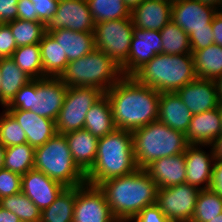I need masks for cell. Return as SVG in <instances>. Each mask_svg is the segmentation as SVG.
Returning <instances> with one entry per match:
<instances>
[{
  "label": "cell",
  "mask_w": 222,
  "mask_h": 222,
  "mask_svg": "<svg viewBox=\"0 0 222 222\" xmlns=\"http://www.w3.org/2000/svg\"><path fill=\"white\" fill-rule=\"evenodd\" d=\"M191 52L214 44L213 30L193 31L189 35Z\"/></svg>",
  "instance_id": "cell-43"
},
{
  "label": "cell",
  "mask_w": 222,
  "mask_h": 222,
  "mask_svg": "<svg viewBox=\"0 0 222 222\" xmlns=\"http://www.w3.org/2000/svg\"><path fill=\"white\" fill-rule=\"evenodd\" d=\"M192 113L177 93H160L158 120L170 128L186 134Z\"/></svg>",
  "instance_id": "cell-24"
},
{
  "label": "cell",
  "mask_w": 222,
  "mask_h": 222,
  "mask_svg": "<svg viewBox=\"0 0 222 222\" xmlns=\"http://www.w3.org/2000/svg\"><path fill=\"white\" fill-rule=\"evenodd\" d=\"M60 0H34L35 14L46 24L55 14Z\"/></svg>",
  "instance_id": "cell-42"
},
{
  "label": "cell",
  "mask_w": 222,
  "mask_h": 222,
  "mask_svg": "<svg viewBox=\"0 0 222 222\" xmlns=\"http://www.w3.org/2000/svg\"><path fill=\"white\" fill-rule=\"evenodd\" d=\"M0 206L13 212L22 222H40L41 211L22 192L3 197Z\"/></svg>",
  "instance_id": "cell-36"
},
{
  "label": "cell",
  "mask_w": 222,
  "mask_h": 222,
  "mask_svg": "<svg viewBox=\"0 0 222 222\" xmlns=\"http://www.w3.org/2000/svg\"><path fill=\"white\" fill-rule=\"evenodd\" d=\"M215 86L217 90V96L219 103H222V75L220 77H217L215 80Z\"/></svg>",
  "instance_id": "cell-50"
},
{
  "label": "cell",
  "mask_w": 222,
  "mask_h": 222,
  "mask_svg": "<svg viewBox=\"0 0 222 222\" xmlns=\"http://www.w3.org/2000/svg\"><path fill=\"white\" fill-rule=\"evenodd\" d=\"M0 143L5 147L27 143L23 128L6 109L0 113Z\"/></svg>",
  "instance_id": "cell-38"
},
{
  "label": "cell",
  "mask_w": 222,
  "mask_h": 222,
  "mask_svg": "<svg viewBox=\"0 0 222 222\" xmlns=\"http://www.w3.org/2000/svg\"><path fill=\"white\" fill-rule=\"evenodd\" d=\"M0 222H22L17 215L0 206Z\"/></svg>",
  "instance_id": "cell-48"
},
{
  "label": "cell",
  "mask_w": 222,
  "mask_h": 222,
  "mask_svg": "<svg viewBox=\"0 0 222 222\" xmlns=\"http://www.w3.org/2000/svg\"><path fill=\"white\" fill-rule=\"evenodd\" d=\"M218 11L222 13V3L220 5V8L218 9Z\"/></svg>",
  "instance_id": "cell-56"
},
{
  "label": "cell",
  "mask_w": 222,
  "mask_h": 222,
  "mask_svg": "<svg viewBox=\"0 0 222 222\" xmlns=\"http://www.w3.org/2000/svg\"><path fill=\"white\" fill-rule=\"evenodd\" d=\"M144 0H124L126 6L132 11L135 7L139 6Z\"/></svg>",
  "instance_id": "cell-52"
},
{
  "label": "cell",
  "mask_w": 222,
  "mask_h": 222,
  "mask_svg": "<svg viewBox=\"0 0 222 222\" xmlns=\"http://www.w3.org/2000/svg\"><path fill=\"white\" fill-rule=\"evenodd\" d=\"M26 133L27 143L36 148L44 145L56 131V123L30 110H7Z\"/></svg>",
  "instance_id": "cell-21"
},
{
  "label": "cell",
  "mask_w": 222,
  "mask_h": 222,
  "mask_svg": "<svg viewBox=\"0 0 222 222\" xmlns=\"http://www.w3.org/2000/svg\"><path fill=\"white\" fill-rule=\"evenodd\" d=\"M18 0H0V23H8L17 19Z\"/></svg>",
  "instance_id": "cell-44"
},
{
  "label": "cell",
  "mask_w": 222,
  "mask_h": 222,
  "mask_svg": "<svg viewBox=\"0 0 222 222\" xmlns=\"http://www.w3.org/2000/svg\"><path fill=\"white\" fill-rule=\"evenodd\" d=\"M11 58L32 79L43 78V65L39 44L17 47Z\"/></svg>",
  "instance_id": "cell-34"
},
{
  "label": "cell",
  "mask_w": 222,
  "mask_h": 222,
  "mask_svg": "<svg viewBox=\"0 0 222 222\" xmlns=\"http://www.w3.org/2000/svg\"><path fill=\"white\" fill-rule=\"evenodd\" d=\"M138 168L144 169L156 159L184 153L189 145L185 134L159 120L132 131Z\"/></svg>",
  "instance_id": "cell-5"
},
{
  "label": "cell",
  "mask_w": 222,
  "mask_h": 222,
  "mask_svg": "<svg viewBox=\"0 0 222 222\" xmlns=\"http://www.w3.org/2000/svg\"><path fill=\"white\" fill-rule=\"evenodd\" d=\"M160 31L134 27L127 62L120 68L123 76H132L157 54L162 53Z\"/></svg>",
  "instance_id": "cell-14"
},
{
  "label": "cell",
  "mask_w": 222,
  "mask_h": 222,
  "mask_svg": "<svg viewBox=\"0 0 222 222\" xmlns=\"http://www.w3.org/2000/svg\"><path fill=\"white\" fill-rule=\"evenodd\" d=\"M119 222H130L146 206L157 201L158 186L145 169L108 179L98 186Z\"/></svg>",
  "instance_id": "cell-2"
},
{
  "label": "cell",
  "mask_w": 222,
  "mask_h": 222,
  "mask_svg": "<svg viewBox=\"0 0 222 222\" xmlns=\"http://www.w3.org/2000/svg\"><path fill=\"white\" fill-rule=\"evenodd\" d=\"M218 111H219V114H220V118H221V126H222V103H219Z\"/></svg>",
  "instance_id": "cell-55"
},
{
  "label": "cell",
  "mask_w": 222,
  "mask_h": 222,
  "mask_svg": "<svg viewBox=\"0 0 222 222\" xmlns=\"http://www.w3.org/2000/svg\"><path fill=\"white\" fill-rule=\"evenodd\" d=\"M214 44L222 47V13L217 11L212 19Z\"/></svg>",
  "instance_id": "cell-47"
},
{
  "label": "cell",
  "mask_w": 222,
  "mask_h": 222,
  "mask_svg": "<svg viewBox=\"0 0 222 222\" xmlns=\"http://www.w3.org/2000/svg\"><path fill=\"white\" fill-rule=\"evenodd\" d=\"M200 191L186 183L158 188L156 204L171 222H191Z\"/></svg>",
  "instance_id": "cell-11"
},
{
  "label": "cell",
  "mask_w": 222,
  "mask_h": 222,
  "mask_svg": "<svg viewBox=\"0 0 222 222\" xmlns=\"http://www.w3.org/2000/svg\"><path fill=\"white\" fill-rule=\"evenodd\" d=\"M208 148L210 150L206 152L205 149ZM184 154L186 184L200 190L211 188L215 161L211 145L189 144Z\"/></svg>",
  "instance_id": "cell-16"
},
{
  "label": "cell",
  "mask_w": 222,
  "mask_h": 222,
  "mask_svg": "<svg viewBox=\"0 0 222 222\" xmlns=\"http://www.w3.org/2000/svg\"><path fill=\"white\" fill-rule=\"evenodd\" d=\"M215 160H222V134L211 144Z\"/></svg>",
  "instance_id": "cell-49"
},
{
  "label": "cell",
  "mask_w": 222,
  "mask_h": 222,
  "mask_svg": "<svg viewBox=\"0 0 222 222\" xmlns=\"http://www.w3.org/2000/svg\"><path fill=\"white\" fill-rule=\"evenodd\" d=\"M0 73L2 77L0 87V105L5 108L15 97L16 93L31 80L11 57L0 58Z\"/></svg>",
  "instance_id": "cell-26"
},
{
  "label": "cell",
  "mask_w": 222,
  "mask_h": 222,
  "mask_svg": "<svg viewBox=\"0 0 222 222\" xmlns=\"http://www.w3.org/2000/svg\"><path fill=\"white\" fill-rule=\"evenodd\" d=\"M44 77H60L68 62L61 46L49 34L45 33L39 43Z\"/></svg>",
  "instance_id": "cell-28"
},
{
  "label": "cell",
  "mask_w": 222,
  "mask_h": 222,
  "mask_svg": "<svg viewBox=\"0 0 222 222\" xmlns=\"http://www.w3.org/2000/svg\"><path fill=\"white\" fill-rule=\"evenodd\" d=\"M65 137L75 164L86 174L96 159L99 138L84 128L66 133Z\"/></svg>",
  "instance_id": "cell-23"
},
{
  "label": "cell",
  "mask_w": 222,
  "mask_h": 222,
  "mask_svg": "<svg viewBox=\"0 0 222 222\" xmlns=\"http://www.w3.org/2000/svg\"><path fill=\"white\" fill-rule=\"evenodd\" d=\"M197 1L201 2L204 5L211 6L216 10L220 8V5L222 3V0H197Z\"/></svg>",
  "instance_id": "cell-51"
},
{
  "label": "cell",
  "mask_w": 222,
  "mask_h": 222,
  "mask_svg": "<svg viewBox=\"0 0 222 222\" xmlns=\"http://www.w3.org/2000/svg\"><path fill=\"white\" fill-rule=\"evenodd\" d=\"M222 134L218 107L193 114L185 134L188 144L211 145Z\"/></svg>",
  "instance_id": "cell-22"
},
{
  "label": "cell",
  "mask_w": 222,
  "mask_h": 222,
  "mask_svg": "<svg viewBox=\"0 0 222 222\" xmlns=\"http://www.w3.org/2000/svg\"><path fill=\"white\" fill-rule=\"evenodd\" d=\"M1 81H2V77H1V73H0V87H1Z\"/></svg>",
  "instance_id": "cell-57"
},
{
  "label": "cell",
  "mask_w": 222,
  "mask_h": 222,
  "mask_svg": "<svg viewBox=\"0 0 222 222\" xmlns=\"http://www.w3.org/2000/svg\"><path fill=\"white\" fill-rule=\"evenodd\" d=\"M35 148L28 143L5 147L4 168L20 175L34 169Z\"/></svg>",
  "instance_id": "cell-31"
},
{
  "label": "cell",
  "mask_w": 222,
  "mask_h": 222,
  "mask_svg": "<svg viewBox=\"0 0 222 222\" xmlns=\"http://www.w3.org/2000/svg\"><path fill=\"white\" fill-rule=\"evenodd\" d=\"M122 77L120 67L108 55L94 49L70 61L59 78L67 87H94L105 94Z\"/></svg>",
  "instance_id": "cell-6"
},
{
  "label": "cell",
  "mask_w": 222,
  "mask_h": 222,
  "mask_svg": "<svg viewBox=\"0 0 222 222\" xmlns=\"http://www.w3.org/2000/svg\"><path fill=\"white\" fill-rule=\"evenodd\" d=\"M17 7H18L17 19L41 22L38 19L37 14H35V8H34L35 6L32 1L18 0Z\"/></svg>",
  "instance_id": "cell-45"
},
{
  "label": "cell",
  "mask_w": 222,
  "mask_h": 222,
  "mask_svg": "<svg viewBox=\"0 0 222 222\" xmlns=\"http://www.w3.org/2000/svg\"><path fill=\"white\" fill-rule=\"evenodd\" d=\"M222 213V196L212 188L200 191L191 222H208Z\"/></svg>",
  "instance_id": "cell-37"
},
{
  "label": "cell",
  "mask_w": 222,
  "mask_h": 222,
  "mask_svg": "<svg viewBox=\"0 0 222 222\" xmlns=\"http://www.w3.org/2000/svg\"><path fill=\"white\" fill-rule=\"evenodd\" d=\"M211 188L222 196V160H215Z\"/></svg>",
  "instance_id": "cell-46"
},
{
  "label": "cell",
  "mask_w": 222,
  "mask_h": 222,
  "mask_svg": "<svg viewBox=\"0 0 222 222\" xmlns=\"http://www.w3.org/2000/svg\"><path fill=\"white\" fill-rule=\"evenodd\" d=\"M130 222H171L160 210L158 205L152 204L141 210Z\"/></svg>",
  "instance_id": "cell-41"
},
{
  "label": "cell",
  "mask_w": 222,
  "mask_h": 222,
  "mask_svg": "<svg viewBox=\"0 0 222 222\" xmlns=\"http://www.w3.org/2000/svg\"><path fill=\"white\" fill-rule=\"evenodd\" d=\"M61 46L68 62L77 60L95 49L94 35L89 32H77L69 29H58L48 32Z\"/></svg>",
  "instance_id": "cell-25"
},
{
  "label": "cell",
  "mask_w": 222,
  "mask_h": 222,
  "mask_svg": "<svg viewBox=\"0 0 222 222\" xmlns=\"http://www.w3.org/2000/svg\"><path fill=\"white\" fill-rule=\"evenodd\" d=\"M94 26L87 0H60L56 14L45 24V31L69 29L93 33Z\"/></svg>",
  "instance_id": "cell-13"
},
{
  "label": "cell",
  "mask_w": 222,
  "mask_h": 222,
  "mask_svg": "<svg viewBox=\"0 0 222 222\" xmlns=\"http://www.w3.org/2000/svg\"><path fill=\"white\" fill-rule=\"evenodd\" d=\"M133 29L131 17L96 23L93 31L95 49L108 55L121 68L127 62Z\"/></svg>",
  "instance_id": "cell-9"
},
{
  "label": "cell",
  "mask_w": 222,
  "mask_h": 222,
  "mask_svg": "<svg viewBox=\"0 0 222 222\" xmlns=\"http://www.w3.org/2000/svg\"><path fill=\"white\" fill-rule=\"evenodd\" d=\"M218 10L197 0L172 2L171 20L188 35L193 31L212 30V19Z\"/></svg>",
  "instance_id": "cell-15"
},
{
  "label": "cell",
  "mask_w": 222,
  "mask_h": 222,
  "mask_svg": "<svg viewBox=\"0 0 222 222\" xmlns=\"http://www.w3.org/2000/svg\"><path fill=\"white\" fill-rule=\"evenodd\" d=\"M137 169L132 131L115 129L99 138L96 159L85 174L86 183L99 186L108 179L129 175Z\"/></svg>",
  "instance_id": "cell-3"
},
{
  "label": "cell",
  "mask_w": 222,
  "mask_h": 222,
  "mask_svg": "<svg viewBox=\"0 0 222 222\" xmlns=\"http://www.w3.org/2000/svg\"><path fill=\"white\" fill-rule=\"evenodd\" d=\"M132 77L160 93L177 92L197 78L192 54L160 53L139 68Z\"/></svg>",
  "instance_id": "cell-4"
},
{
  "label": "cell",
  "mask_w": 222,
  "mask_h": 222,
  "mask_svg": "<svg viewBox=\"0 0 222 222\" xmlns=\"http://www.w3.org/2000/svg\"><path fill=\"white\" fill-rule=\"evenodd\" d=\"M73 222H119L112 214L104 192L85 183L76 186Z\"/></svg>",
  "instance_id": "cell-12"
},
{
  "label": "cell",
  "mask_w": 222,
  "mask_h": 222,
  "mask_svg": "<svg viewBox=\"0 0 222 222\" xmlns=\"http://www.w3.org/2000/svg\"><path fill=\"white\" fill-rule=\"evenodd\" d=\"M5 146L0 143V170L4 168Z\"/></svg>",
  "instance_id": "cell-53"
},
{
  "label": "cell",
  "mask_w": 222,
  "mask_h": 222,
  "mask_svg": "<svg viewBox=\"0 0 222 222\" xmlns=\"http://www.w3.org/2000/svg\"><path fill=\"white\" fill-rule=\"evenodd\" d=\"M197 78L215 80L222 75V47L212 44L192 52Z\"/></svg>",
  "instance_id": "cell-29"
},
{
  "label": "cell",
  "mask_w": 222,
  "mask_h": 222,
  "mask_svg": "<svg viewBox=\"0 0 222 222\" xmlns=\"http://www.w3.org/2000/svg\"><path fill=\"white\" fill-rule=\"evenodd\" d=\"M84 129L98 138L104 137L116 129L111 105L105 94L90 107L86 114Z\"/></svg>",
  "instance_id": "cell-27"
},
{
  "label": "cell",
  "mask_w": 222,
  "mask_h": 222,
  "mask_svg": "<svg viewBox=\"0 0 222 222\" xmlns=\"http://www.w3.org/2000/svg\"><path fill=\"white\" fill-rule=\"evenodd\" d=\"M176 93L192 114H200L219 106L214 80L196 78Z\"/></svg>",
  "instance_id": "cell-18"
},
{
  "label": "cell",
  "mask_w": 222,
  "mask_h": 222,
  "mask_svg": "<svg viewBox=\"0 0 222 222\" xmlns=\"http://www.w3.org/2000/svg\"><path fill=\"white\" fill-rule=\"evenodd\" d=\"M87 2L95 24L131 17V11L124 0H87Z\"/></svg>",
  "instance_id": "cell-32"
},
{
  "label": "cell",
  "mask_w": 222,
  "mask_h": 222,
  "mask_svg": "<svg viewBox=\"0 0 222 222\" xmlns=\"http://www.w3.org/2000/svg\"><path fill=\"white\" fill-rule=\"evenodd\" d=\"M68 87L59 77L33 79L23 86L5 107L6 110H30L56 121Z\"/></svg>",
  "instance_id": "cell-7"
},
{
  "label": "cell",
  "mask_w": 222,
  "mask_h": 222,
  "mask_svg": "<svg viewBox=\"0 0 222 222\" xmlns=\"http://www.w3.org/2000/svg\"><path fill=\"white\" fill-rule=\"evenodd\" d=\"M6 24L12 31L17 47L39 44L46 33L43 22L15 19Z\"/></svg>",
  "instance_id": "cell-35"
},
{
  "label": "cell",
  "mask_w": 222,
  "mask_h": 222,
  "mask_svg": "<svg viewBox=\"0 0 222 222\" xmlns=\"http://www.w3.org/2000/svg\"><path fill=\"white\" fill-rule=\"evenodd\" d=\"M103 95L101 90L94 87H68L55 121L57 133L65 135L83 129L87 112Z\"/></svg>",
  "instance_id": "cell-10"
},
{
  "label": "cell",
  "mask_w": 222,
  "mask_h": 222,
  "mask_svg": "<svg viewBox=\"0 0 222 222\" xmlns=\"http://www.w3.org/2000/svg\"><path fill=\"white\" fill-rule=\"evenodd\" d=\"M162 53L170 55L192 54L189 35L172 20L160 30Z\"/></svg>",
  "instance_id": "cell-33"
},
{
  "label": "cell",
  "mask_w": 222,
  "mask_h": 222,
  "mask_svg": "<svg viewBox=\"0 0 222 222\" xmlns=\"http://www.w3.org/2000/svg\"><path fill=\"white\" fill-rule=\"evenodd\" d=\"M158 188L186 183L185 154L172 155L154 160L145 168Z\"/></svg>",
  "instance_id": "cell-19"
},
{
  "label": "cell",
  "mask_w": 222,
  "mask_h": 222,
  "mask_svg": "<svg viewBox=\"0 0 222 222\" xmlns=\"http://www.w3.org/2000/svg\"><path fill=\"white\" fill-rule=\"evenodd\" d=\"M22 175L8 169L0 170V199L21 192Z\"/></svg>",
  "instance_id": "cell-39"
},
{
  "label": "cell",
  "mask_w": 222,
  "mask_h": 222,
  "mask_svg": "<svg viewBox=\"0 0 222 222\" xmlns=\"http://www.w3.org/2000/svg\"><path fill=\"white\" fill-rule=\"evenodd\" d=\"M34 169L64 187L86 183V176L75 164L64 134L56 133L44 145L35 148Z\"/></svg>",
  "instance_id": "cell-8"
},
{
  "label": "cell",
  "mask_w": 222,
  "mask_h": 222,
  "mask_svg": "<svg viewBox=\"0 0 222 222\" xmlns=\"http://www.w3.org/2000/svg\"><path fill=\"white\" fill-rule=\"evenodd\" d=\"M208 222H222V213H220L219 215H217L216 217H214L212 220Z\"/></svg>",
  "instance_id": "cell-54"
},
{
  "label": "cell",
  "mask_w": 222,
  "mask_h": 222,
  "mask_svg": "<svg viewBox=\"0 0 222 222\" xmlns=\"http://www.w3.org/2000/svg\"><path fill=\"white\" fill-rule=\"evenodd\" d=\"M65 187L43 172L32 169L22 175L21 192L43 211L49 207Z\"/></svg>",
  "instance_id": "cell-17"
},
{
  "label": "cell",
  "mask_w": 222,
  "mask_h": 222,
  "mask_svg": "<svg viewBox=\"0 0 222 222\" xmlns=\"http://www.w3.org/2000/svg\"><path fill=\"white\" fill-rule=\"evenodd\" d=\"M105 95L116 129L133 131L158 120L160 92L123 76Z\"/></svg>",
  "instance_id": "cell-1"
},
{
  "label": "cell",
  "mask_w": 222,
  "mask_h": 222,
  "mask_svg": "<svg viewBox=\"0 0 222 222\" xmlns=\"http://www.w3.org/2000/svg\"><path fill=\"white\" fill-rule=\"evenodd\" d=\"M76 186L65 187L55 201L41 211L40 222H73Z\"/></svg>",
  "instance_id": "cell-30"
},
{
  "label": "cell",
  "mask_w": 222,
  "mask_h": 222,
  "mask_svg": "<svg viewBox=\"0 0 222 222\" xmlns=\"http://www.w3.org/2000/svg\"><path fill=\"white\" fill-rule=\"evenodd\" d=\"M172 17L170 0H144L131 11L133 26L139 29H163Z\"/></svg>",
  "instance_id": "cell-20"
},
{
  "label": "cell",
  "mask_w": 222,
  "mask_h": 222,
  "mask_svg": "<svg viewBox=\"0 0 222 222\" xmlns=\"http://www.w3.org/2000/svg\"><path fill=\"white\" fill-rule=\"evenodd\" d=\"M17 45L10 27L0 23V58L11 57Z\"/></svg>",
  "instance_id": "cell-40"
}]
</instances>
